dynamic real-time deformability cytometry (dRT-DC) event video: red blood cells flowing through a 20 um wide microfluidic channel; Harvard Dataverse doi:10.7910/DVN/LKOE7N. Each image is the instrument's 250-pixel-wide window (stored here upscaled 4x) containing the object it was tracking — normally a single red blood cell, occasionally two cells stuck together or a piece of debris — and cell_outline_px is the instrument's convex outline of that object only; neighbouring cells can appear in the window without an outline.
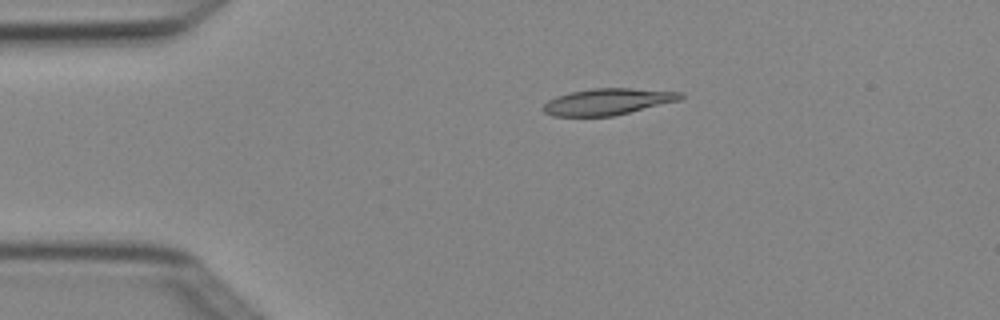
{"species": "Egyptian fruit bat (a non-hibernating species)", "species_latin": "Rousettus aegyptiacus", "temperature_condition": "cold", "stored_images_in_passage": 4, "camera_frame_rate_fps": 3000, "um_per_image_px": 0.085, "animal": {"sex": "female"}, "frame": {"image": 1, "passage_image": 3, "time_ms": 0.667, "image_size_px": [1000, 320], "cell_outline_px": [[684, 96], [680, 100], [612, 116], [552, 116], [544, 112], [540, 108], [548, 100], [556, 96], [572, 92], [592, 88], [628, 88], [684, 92]], "centroid_in_image_um": [51.63, 8.64], "position_along_channel_um": 33.4, "area_um2": 21.1}}